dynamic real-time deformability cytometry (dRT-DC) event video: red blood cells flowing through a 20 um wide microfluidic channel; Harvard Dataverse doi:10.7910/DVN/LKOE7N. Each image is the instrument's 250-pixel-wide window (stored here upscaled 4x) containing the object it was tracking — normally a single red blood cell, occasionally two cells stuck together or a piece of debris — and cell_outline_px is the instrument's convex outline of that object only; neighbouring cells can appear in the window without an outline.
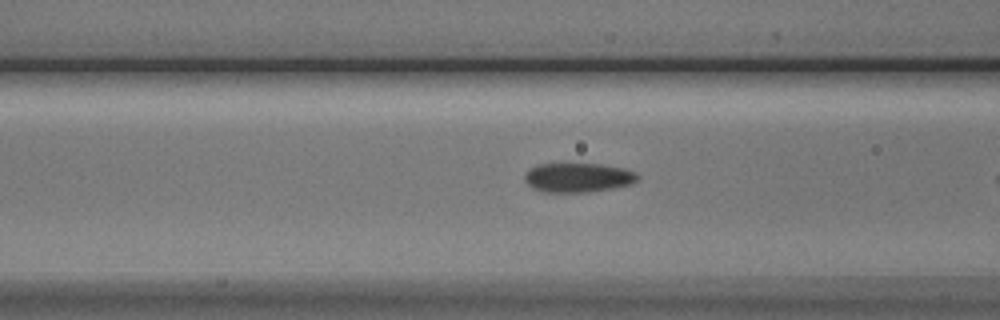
{"species": "Egyptian fruit bat (a non-hibernating species)", "species_latin": "Rousettus aegyptiacus", "temperature_condition": "cold", "stored_images_in_passage": 9, "camera_frame_rate_fps": 3000, "um_per_image_px": 0.085, "animal": {"sex": "male"}, "frame": {"image": 1, "passage_image": 8, "time_ms": 2.333, "image_size_px": [1000, 320], "cell_outline_px": [[640, 176], [632, 184], [612, 188], [588, 192], [540, 192], [532, 188], [524, 180], [524, 176], [536, 164], [600, 164], [624, 168], [636, 172]], "centroid_in_image_um": [49.14, 15.1], "position_along_channel_um": 117.5, "area_um2": 19.31}}